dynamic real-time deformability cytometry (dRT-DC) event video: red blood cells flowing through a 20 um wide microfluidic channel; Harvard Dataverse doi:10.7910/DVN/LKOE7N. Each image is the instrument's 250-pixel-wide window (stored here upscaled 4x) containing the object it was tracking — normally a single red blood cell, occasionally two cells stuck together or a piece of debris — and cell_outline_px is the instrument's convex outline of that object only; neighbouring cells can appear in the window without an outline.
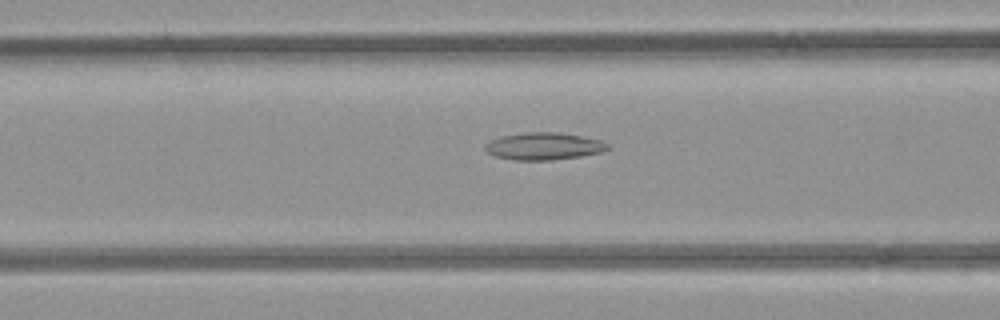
{"species": "common noctule bat (a hibernating species)", "species_latin": "Nyctalus noctula", "temperature_condition": "room temperature", "stored_images_in_passage": 28, "camera_frame_rate_fps": 3000, "um_per_image_px": 0.085, "animal": {"sex": "female", "body_mass_g": 21.9}, "frame": {"image": 1, "passage_image": 8, "time_ms": 2.333, "image_size_px": [1000, 320], "cell_outline_px": [[608, 148], [600, 152], [580, 156], [552, 160], [516, 160], [492, 156], [484, 148], [484, 144], [500, 136], [524, 132], [556, 132], [580, 136], [600, 140], [608, 144]], "centroid_in_image_um": [46.16, 12.43], "position_along_channel_um": 120.4, "area_um2": 19.36}}
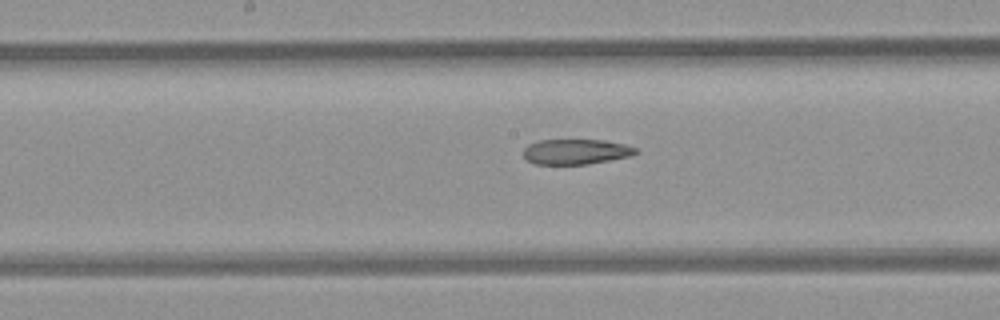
{"frame": {"image": 2, "passage_image": 14, "time_ms": 4.333, "image_size_px": [1000, 320], "cell_outline_px": [[640, 152], [632, 156], [588, 164], [536, 164], [528, 160], [524, 156], [524, 148], [528, 144], [540, 140], [604, 140], [624, 144], [636, 148]], "centroid_in_image_um": [48.99, 12.89], "position_along_channel_um": 199.2, "area_um2": 16.53}}
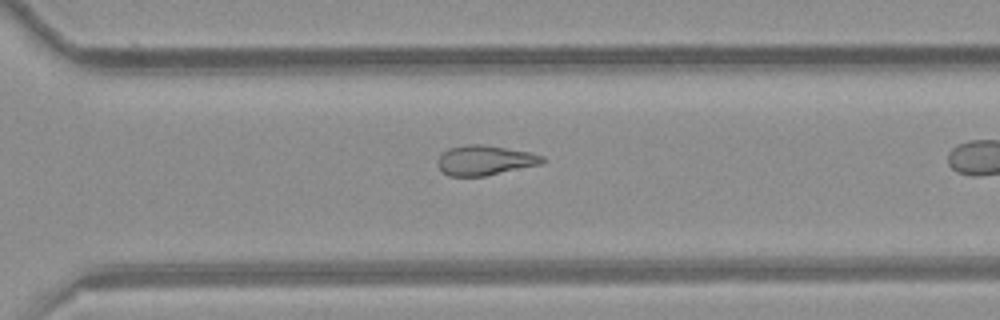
{"frame": {"image": 3, "passage_image": 24, "time_ms": 7.667, "image_size_px": [1000, 320], "cell_outline_px": [[544, 164], [484, 176], [448, 176], [436, 164], [436, 160], [448, 148], [468, 144], [484, 144], [528, 152], [544, 156]], "centroid_in_image_um": [41.22, 13.63], "position_along_channel_um": 329.4, "area_um2": 18.26}}